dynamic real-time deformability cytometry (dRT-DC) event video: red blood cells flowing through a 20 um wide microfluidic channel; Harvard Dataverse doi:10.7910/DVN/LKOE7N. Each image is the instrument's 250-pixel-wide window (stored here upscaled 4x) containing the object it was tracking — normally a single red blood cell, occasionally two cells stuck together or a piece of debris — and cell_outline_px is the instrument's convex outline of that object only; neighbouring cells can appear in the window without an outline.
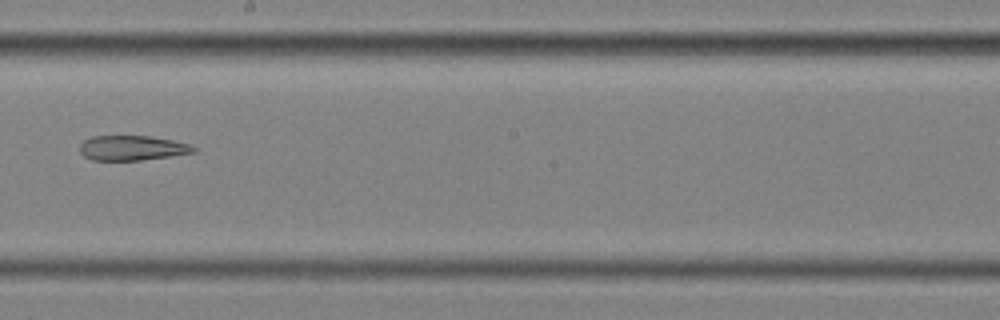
{"species": "common noctule bat (a hibernating species)", "species_latin": "Nyctalus noctula", "temperature_condition": "cold", "stored_images_in_passage": 12, "camera_frame_rate_fps": 3000, "um_per_image_px": 0.085, "animal": {"sex": "female", "body_mass_g": 25.1}, "frame": {"image": 1, "passage_image": 6, "time_ms": 1.667, "image_size_px": [1000, 320], "cell_outline_px": [[196, 152], [140, 160], [92, 160], [84, 156], [80, 152], [80, 144], [84, 140], [92, 136], [152, 136], [172, 140], [188, 144], [196, 148]], "centroid_in_image_um": [11.2, 12.57], "position_along_channel_um": 237.0, "area_um2": 16.36}}
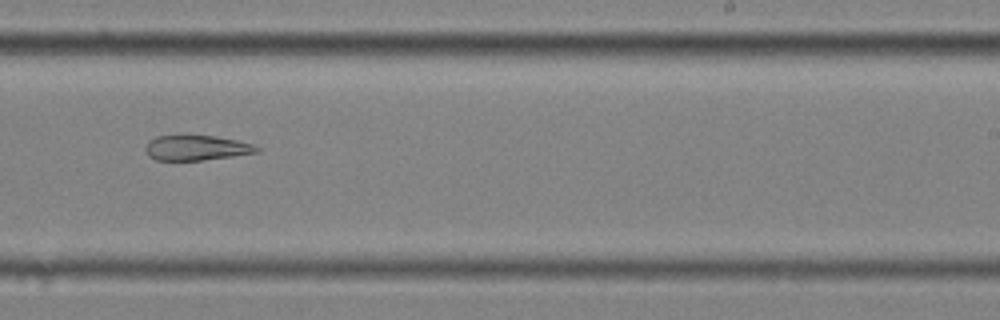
{"frame": {"image": 2, "passage_image": 7, "time_ms": 2.0, "image_size_px": [1000, 320], "cell_outline_px": [[260, 152], [232, 156], [200, 160], [156, 160], [148, 156], [144, 152], [144, 148], [148, 140], [156, 136], [216, 136], [236, 140], [252, 144], [260, 148]], "centroid_in_image_um": [16.65, 12.57], "position_along_channel_um": 272.3, "area_um2": 16.24}}
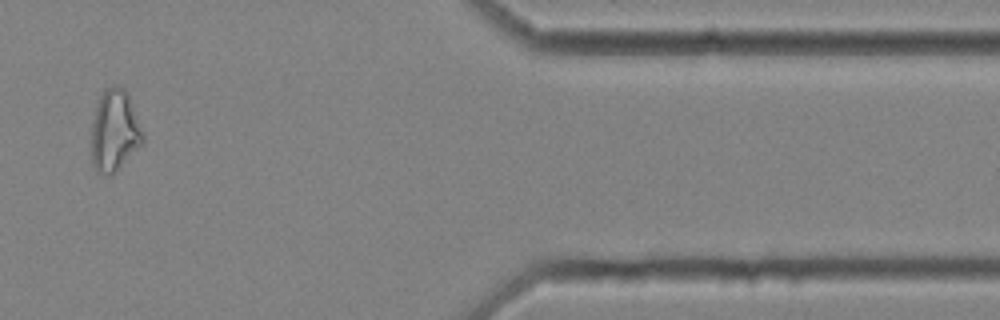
{"frame": {"image": 3, "passage_image": 10, "time_ms": 3.0, "image_size_px": [1000, 320], "cell_outline_px": [[144, 140], [108, 176], [96, 172], [92, 164], [92, 124], [96, 108], [100, 96], [104, 88], [116, 84], [124, 88], [128, 92], [144, 132]], "centroid_in_image_um": [9.73, 11.04], "position_along_channel_um": 401.7, "area_um2": 24.1}}